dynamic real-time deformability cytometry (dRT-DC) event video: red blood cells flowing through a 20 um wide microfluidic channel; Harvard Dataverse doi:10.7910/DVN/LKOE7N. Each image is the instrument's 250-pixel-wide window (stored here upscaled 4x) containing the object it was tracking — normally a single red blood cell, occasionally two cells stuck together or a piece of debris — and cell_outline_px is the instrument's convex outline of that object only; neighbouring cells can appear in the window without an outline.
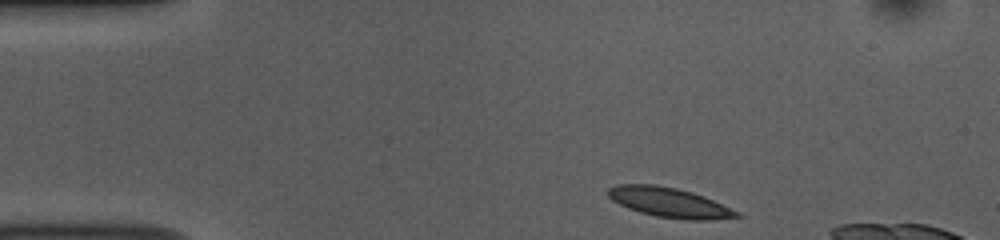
{"species": "common noctule bat (a hibernating species)", "species_latin": "Nyctalus noctula", "temperature_condition": "room temperature", "stored_images_in_passage": 46, "camera_frame_rate_fps": 3000, "um_per_image_px": 0.085, "animal": {"sex": "female", "body_mass_g": 10.0, "forearm_length_mm": 53.1}, "frame": {"image": 1, "passage_image": 1, "time_ms": 0.0, "image_size_px": [1000, 240], "cell_outline_px": [[744, 216], [708, 220], [684, 220], [656, 216], [640, 212], [628, 208], [612, 200], [608, 196], [608, 188], [616, 184], [656, 184], [676, 188], [692, 192], [704, 196], [740, 212]], "centroid_in_image_um": [56.9, 17.21], "position_along_channel_um": 28.1, "area_um2": 22.37}}
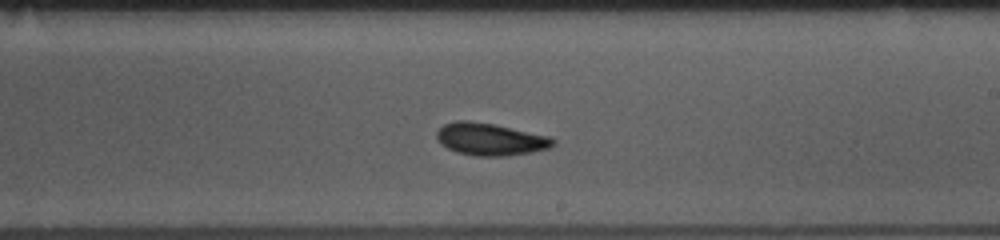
{"frame": {"image": 2, "passage_image": 23, "time_ms": 7.333, "image_size_px": [1000, 240], "cell_outline_px": [[556, 144], [548, 148], [508, 156], [472, 156], [456, 152], [440, 144], [436, 136], [436, 132], [444, 124], [456, 120], [464, 120], [492, 124], [548, 136], [556, 140]], "centroid_in_image_um": [41.63, 11.84], "position_along_channel_um": 247.4, "area_um2": 21.73}}
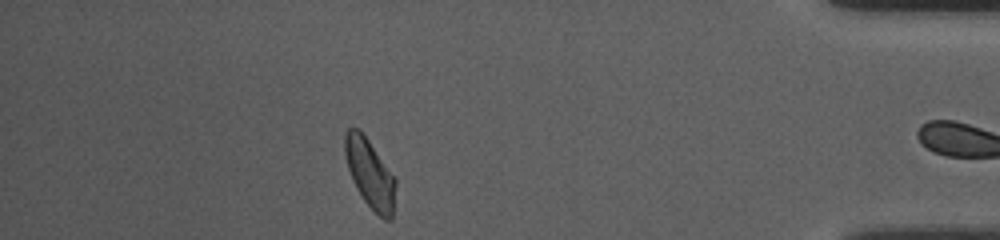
{"frame": {"image": 3, "passage_image": 39, "time_ms": 12.667, "image_size_px": [1000, 240], "cell_outline_px": [[396, 184], [392, 220], [384, 220], [364, 200], [356, 188], [352, 180], [348, 168], [344, 152], [344, 136], [348, 128], [356, 128], [368, 140], [396, 180]], "centroid_in_image_um": [31.43, 14.78], "position_along_channel_um": 403.8, "area_um2": 19.88}, "authors_computed_cell_mechanics": {"area_um2": 20.808, "velocity_mm_per_s": 3.7624, "shape_relaxation_time_tau1_ms": 4.2025, "shape_relaxation_time_tau2_ms": 10.2103, "deformation_change_tau1": 0.1158, "deformation_change_tau2": 0.133}}